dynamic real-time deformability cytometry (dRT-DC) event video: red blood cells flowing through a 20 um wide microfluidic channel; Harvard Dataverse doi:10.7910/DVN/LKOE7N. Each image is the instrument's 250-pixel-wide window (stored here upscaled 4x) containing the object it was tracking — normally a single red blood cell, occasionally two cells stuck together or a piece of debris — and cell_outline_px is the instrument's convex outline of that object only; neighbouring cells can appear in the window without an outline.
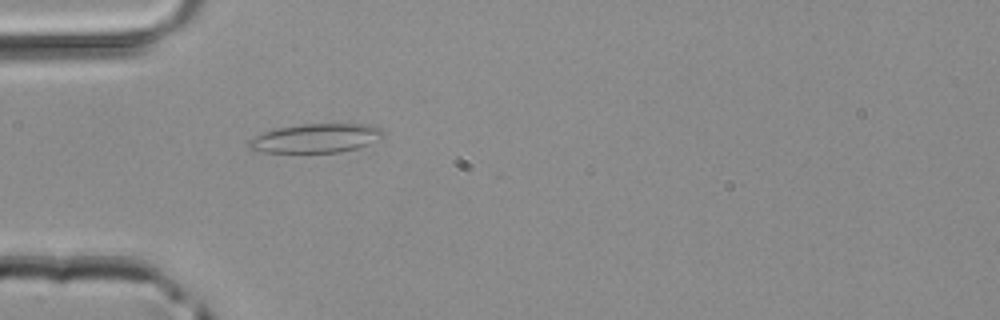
{"species": "common noctule bat (a hibernating species)", "species_latin": "Nyctalus noctula", "temperature_condition": "room temperature", "stored_images_in_passage": 2, "camera_frame_rate_fps": 3000, "um_per_image_px": 0.085, "animal": {"sex": "male", "body_mass_g": 20.4}, "frame": {"image": 1, "passage_image": 2, "time_ms": 0.333, "image_size_px": [1000, 320], "cell_outline_px": [[384, 136], [368, 144], [356, 148], [340, 152], [264, 152], [248, 148], [248, 140], [264, 132], [276, 128], [300, 124], [372, 124], [380, 128], [384, 132]], "centroid_in_image_um": [26.86, 11.74], "position_along_channel_um": 58.1, "area_um2": 22.6}}